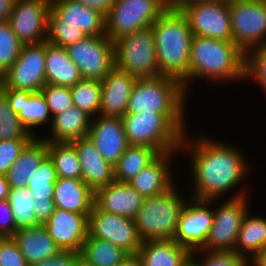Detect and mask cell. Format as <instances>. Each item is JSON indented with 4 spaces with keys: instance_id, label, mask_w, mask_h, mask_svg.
<instances>
[{
    "instance_id": "1",
    "label": "cell",
    "mask_w": 266,
    "mask_h": 266,
    "mask_svg": "<svg viewBox=\"0 0 266 266\" xmlns=\"http://www.w3.org/2000/svg\"><path fill=\"white\" fill-rule=\"evenodd\" d=\"M187 134L182 138L180 150L183 152L186 148V151L190 149L188 154L192 156L191 172L195 188L191 198L219 200L220 196L226 195V192L229 193L246 179L251 168L237 147L214 141L213 138L205 137V134L190 140Z\"/></svg>"
},
{
    "instance_id": "2",
    "label": "cell",
    "mask_w": 266,
    "mask_h": 266,
    "mask_svg": "<svg viewBox=\"0 0 266 266\" xmlns=\"http://www.w3.org/2000/svg\"><path fill=\"white\" fill-rule=\"evenodd\" d=\"M161 76L183 83L189 77L192 30L187 18L178 9L169 7L151 25Z\"/></svg>"
},
{
    "instance_id": "3",
    "label": "cell",
    "mask_w": 266,
    "mask_h": 266,
    "mask_svg": "<svg viewBox=\"0 0 266 266\" xmlns=\"http://www.w3.org/2000/svg\"><path fill=\"white\" fill-rule=\"evenodd\" d=\"M244 66L245 53L233 41L194 35L190 49L189 77L182 84L186 91L190 81H195L194 78L244 81Z\"/></svg>"
},
{
    "instance_id": "4",
    "label": "cell",
    "mask_w": 266,
    "mask_h": 266,
    "mask_svg": "<svg viewBox=\"0 0 266 266\" xmlns=\"http://www.w3.org/2000/svg\"><path fill=\"white\" fill-rule=\"evenodd\" d=\"M121 120L128 144L147 146L159 154L177 152L187 131L184 113H131Z\"/></svg>"
},
{
    "instance_id": "5",
    "label": "cell",
    "mask_w": 266,
    "mask_h": 266,
    "mask_svg": "<svg viewBox=\"0 0 266 266\" xmlns=\"http://www.w3.org/2000/svg\"><path fill=\"white\" fill-rule=\"evenodd\" d=\"M175 184L166 192L144 199L134 218L142 241L173 239L178 228L179 216L187 200L175 189ZM184 198V199H183Z\"/></svg>"
},
{
    "instance_id": "6",
    "label": "cell",
    "mask_w": 266,
    "mask_h": 266,
    "mask_svg": "<svg viewBox=\"0 0 266 266\" xmlns=\"http://www.w3.org/2000/svg\"><path fill=\"white\" fill-rule=\"evenodd\" d=\"M187 92L180 81L171 77L137 79L129 96L126 114L185 113Z\"/></svg>"
},
{
    "instance_id": "7",
    "label": "cell",
    "mask_w": 266,
    "mask_h": 266,
    "mask_svg": "<svg viewBox=\"0 0 266 266\" xmlns=\"http://www.w3.org/2000/svg\"><path fill=\"white\" fill-rule=\"evenodd\" d=\"M114 49L116 68L137 79L161 76L151 27L121 36Z\"/></svg>"
},
{
    "instance_id": "8",
    "label": "cell",
    "mask_w": 266,
    "mask_h": 266,
    "mask_svg": "<svg viewBox=\"0 0 266 266\" xmlns=\"http://www.w3.org/2000/svg\"><path fill=\"white\" fill-rule=\"evenodd\" d=\"M169 7L168 0H115L106 17V35L114 42L149 28Z\"/></svg>"
},
{
    "instance_id": "9",
    "label": "cell",
    "mask_w": 266,
    "mask_h": 266,
    "mask_svg": "<svg viewBox=\"0 0 266 266\" xmlns=\"http://www.w3.org/2000/svg\"><path fill=\"white\" fill-rule=\"evenodd\" d=\"M229 12L233 42L244 53L266 45V0H229Z\"/></svg>"
},
{
    "instance_id": "10",
    "label": "cell",
    "mask_w": 266,
    "mask_h": 266,
    "mask_svg": "<svg viewBox=\"0 0 266 266\" xmlns=\"http://www.w3.org/2000/svg\"><path fill=\"white\" fill-rule=\"evenodd\" d=\"M86 80L102 81L115 68L114 42L107 36H86L65 48Z\"/></svg>"
},
{
    "instance_id": "11",
    "label": "cell",
    "mask_w": 266,
    "mask_h": 266,
    "mask_svg": "<svg viewBox=\"0 0 266 266\" xmlns=\"http://www.w3.org/2000/svg\"><path fill=\"white\" fill-rule=\"evenodd\" d=\"M246 192L235 193L214 208L212 226L201 249L209 251H234L241 223L248 212Z\"/></svg>"
},
{
    "instance_id": "12",
    "label": "cell",
    "mask_w": 266,
    "mask_h": 266,
    "mask_svg": "<svg viewBox=\"0 0 266 266\" xmlns=\"http://www.w3.org/2000/svg\"><path fill=\"white\" fill-rule=\"evenodd\" d=\"M179 10L187 18L193 35L233 41L229 1L194 2Z\"/></svg>"
},
{
    "instance_id": "13",
    "label": "cell",
    "mask_w": 266,
    "mask_h": 266,
    "mask_svg": "<svg viewBox=\"0 0 266 266\" xmlns=\"http://www.w3.org/2000/svg\"><path fill=\"white\" fill-rule=\"evenodd\" d=\"M46 41L24 44L18 59L3 75L7 88L40 92L46 84Z\"/></svg>"
},
{
    "instance_id": "14",
    "label": "cell",
    "mask_w": 266,
    "mask_h": 266,
    "mask_svg": "<svg viewBox=\"0 0 266 266\" xmlns=\"http://www.w3.org/2000/svg\"><path fill=\"white\" fill-rule=\"evenodd\" d=\"M89 235L109 241L128 254H137L142 244L133 218L101 211L95 205L89 214Z\"/></svg>"
},
{
    "instance_id": "15",
    "label": "cell",
    "mask_w": 266,
    "mask_h": 266,
    "mask_svg": "<svg viewBox=\"0 0 266 266\" xmlns=\"http://www.w3.org/2000/svg\"><path fill=\"white\" fill-rule=\"evenodd\" d=\"M190 199L180 213L173 240L193 252L201 249L207 240L214 216L211 204L216 200Z\"/></svg>"
},
{
    "instance_id": "16",
    "label": "cell",
    "mask_w": 266,
    "mask_h": 266,
    "mask_svg": "<svg viewBox=\"0 0 266 266\" xmlns=\"http://www.w3.org/2000/svg\"><path fill=\"white\" fill-rule=\"evenodd\" d=\"M50 9L51 3L45 0H15L8 21L23 44H38L47 40Z\"/></svg>"
},
{
    "instance_id": "17",
    "label": "cell",
    "mask_w": 266,
    "mask_h": 266,
    "mask_svg": "<svg viewBox=\"0 0 266 266\" xmlns=\"http://www.w3.org/2000/svg\"><path fill=\"white\" fill-rule=\"evenodd\" d=\"M48 235L61 250L79 252L89 234V217L55 207L50 218L43 224Z\"/></svg>"
},
{
    "instance_id": "18",
    "label": "cell",
    "mask_w": 266,
    "mask_h": 266,
    "mask_svg": "<svg viewBox=\"0 0 266 266\" xmlns=\"http://www.w3.org/2000/svg\"><path fill=\"white\" fill-rule=\"evenodd\" d=\"M48 25L75 26L86 36L106 35V18L73 0H56L51 3Z\"/></svg>"
},
{
    "instance_id": "19",
    "label": "cell",
    "mask_w": 266,
    "mask_h": 266,
    "mask_svg": "<svg viewBox=\"0 0 266 266\" xmlns=\"http://www.w3.org/2000/svg\"><path fill=\"white\" fill-rule=\"evenodd\" d=\"M87 137L113 167L128 145L121 117L98 115L92 118Z\"/></svg>"
},
{
    "instance_id": "20",
    "label": "cell",
    "mask_w": 266,
    "mask_h": 266,
    "mask_svg": "<svg viewBox=\"0 0 266 266\" xmlns=\"http://www.w3.org/2000/svg\"><path fill=\"white\" fill-rule=\"evenodd\" d=\"M1 92L6 96L11 109L17 113L23 126L36 137L32 127L52 123L51 113L43 94L30 90L12 89L2 85Z\"/></svg>"
},
{
    "instance_id": "21",
    "label": "cell",
    "mask_w": 266,
    "mask_h": 266,
    "mask_svg": "<svg viewBox=\"0 0 266 266\" xmlns=\"http://www.w3.org/2000/svg\"><path fill=\"white\" fill-rule=\"evenodd\" d=\"M144 197L128 183L113 181L94 192V205L101 211L135 218Z\"/></svg>"
},
{
    "instance_id": "22",
    "label": "cell",
    "mask_w": 266,
    "mask_h": 266,
    "mask_svg": "<svg viewBox=\"0 0 266 266\" xmlns=\"http://www.w3.org/2000/svg\"><path fill=\"white\" fill-rule=\"evenodd\" d=\"M137 78L114 68L101 81V107L99 115L122 117L126 114L129 96Z\"/></svg>"
},
{
    "instance_id": "23",
    "label": "cell",
    "mask_w": 266,
    "mask_h": 266,
    "mask_svg": "<svg viewBox=\"0 0 266 266\" xmlns=\"http://www.w3.org/2000/svg\"><path fill=\"white\" fill-rule=\"evenodd\" d=\"M71 143L79 157L82 180L94 192L114 181V167L103 158L89 137Z\"/></svg>"
},
{
    "instance_id": "24",
    "label": "cell",
    "mask_w": 266,
    "mask_h": 266,
    "mask_svg": "<svg viewBox=\"0 0 266 266\" xmlns=\"http://www.w3.org/2000/svg\"><path fill=\"white\" fill-rule=\"evenodd\" d=\"M176 152L159 154L152 162L143 168L128 184L144 198L160 195L174 184L169 159ZM172 156V157H171Z\"/></svg>"
},
{
    "instance_id": "25",
    "label": "cell",
    "mask_w": 266,
    "mask_h": 266,
    "mask_svg": "<svg viewBox=\"0 0 266 266\" xmlns=\"http://www.w3.org/2000/svg\"><path fill=\"white\" fill-rule=\"evenodd\" d=\"M192 252L173 239L142 241L137 252L142 266H185Z\"/></svg>"
},
{
    "instance_id": "26",
    "label": "cell",
    "mask_w": 266,
    "mask_h": 266,
    "mask_svg": "<svg viewBox=\"0 0 266 266\" xmlns=\"http://www.w3.org/2000/svg\"><path fill=\"white\" fill-rule=\"evenodd\" d=\"M53 200L57 208L89 217L94 205V191L82 179L58 177Z\"/></svg>"
},
{
    "instance_id": "27",
    "label": "cell",
    "mask_w": 266,
    "mask_h": 266,
    "mask_svg": "<svg viewBox=\"0 0 266 266\" xmlns=\"http://www.w3.org/2000/svg\"><path fill=\"white\" fill-rule=\"evenodd\" d=\"M47 155V142L43 138L33 137L6 173L10 188H26L33 173Z\"/></svg>"
},
{
    "instance_id": "28",
    "label": "cell",
    "mask_w": 266,
    "mask_h": 266,
    "mask_svg": "<svg viewBox=\"0 0 266 266\" xmlns=\"http://www.w3.org/2000/svg\"><path fill=\"white\" fill-rule=\"evenodd\" d=\"M12 238L28 266L42 262L61 250L43 225L17 230Z\"/></svg>"
},
{
    "instance_id": "29",
    "label": "cell",
    "mask_w": 266,
    "mask_h": 266,
    "mask_svg": "<svg viewBox=\"0 0 266 266\" xmlns=\"http://www.w3.org/2000/svg\"><path fill=\"white\" fill-rule=\"evenodd\" d=\"M46 84L72 87L83 78L64 47L46 41Z\"/></svg>"
},
{
    "instance_id": "30",
    "label": "cell",
    "mask_w": 266,
    "mask_h": 266,
    "mask_svg": "<svg viewBox=\"0 0 266 266\" xmlns=\"http://www.w3.org/2000/svg\"><path fill=\"white\" fill-rule=\"evenodd\" d=\"M91 119L89 115L73 105L52 118L50 137L43 139L46 142L71 143L87 137Z\"/></svg>"
},
{
    "instance_id": "31",
    "label": "cell",
    "mask_w": 266,
    "mask_h": 266,
    "mask_svg": "<svg viewBox=\"0 0 266 266\" xmlns=\"http://www.w3.org/2000/svg\"><path fill=\"white\" fill-rule=\"evenodd\" d=\"M249 214L247 212L242 220L234 251L251 259L266 247V218Z\"/></svg>"
},
{
    "instance_id": "32",
    "label": "cell",
    "mask_w": 266,
    "mask_h": 266,
    "mask_svg": "<svg viewBox=\"0 0 266 266\" xmlns=\"http://www.w3.org/2000/svg\"><path fill=\"white\" fill-rule=\"evenodd\" d=\"M158 155L159 153L153 148L128 144L125 152L114 166V181L121 183L130 182Z\"/></svg>"
},
{
    "instance_id": "33",
    "label": "cell",
    "mask_w": 266,
    "mask_h": 266,
    "mask_svg": "<svg viewBox=\"0 0 266 266\" xmlns=\"http://www.w3.org/2000/svg\"><path fill=\"white\" fill-rule=\"evenodd\" d=\"M128 255L122 248L89 234L80 251V256L93 266H116Z\"/></svg>"
},
{
    "instance_id": "34",
    "label": "cell",
    "mask_w": 266,
    "mask_h": 266,
    "mask_svg": "<svg viewBox=\"0 0 266 266\" xmlns=\"http://www.w3.org/2000/svg\"><path fill=\"white\" fill-rule=\"evenodd\" d=\"M47 151L58 177L82 179L79 157L72 143L47 142Z\"/></svg>"
},
{
    "instance_id": "35",
    "label": "cell",
    "mask_w": 266,
    "mask_h": 266,
    "mask_svg": "<svg viewBox=\"0 0 266 266\" xmlns=\"http://www.w3.org/2000/svg\"><path fill=\"white\" fill-rule=\"evenodd\" d=\"M8 202L16 224V231L42 225L33 211L36 200L26 188H10Z\"/></svg>"
},
{
    "instance_id": "36",
    "label": "cell",
    "mask_w": 266,
    "mask_h": 266,
    "mask_svg": "<svg viewBox=\"0 0 266 266\" xmlns=\"http://www.w3.org/2000/svg\"><path fill=\"white\" fill-rule=\"evenodd\" d=\"M73 105L91 118L99 115L101 107V82L82 79L70 87Z\"/></svg>"
},
{
    "instance_id": "37",
    "label": "cell",
    "mask_w": 266,
    "mask_h": 266,
    "mask_svg": "<svg viewBox=\"0 0 266 266\" xmlns=\"http://www.w3.org/2000/svg\"><path fill=\"white\" fill-rule=\"evenodd\" d=\"M58 179L52 159L47 155L39 168L33 173L27 188L32 192L35 200L53 199L55 182Z\"/></svg>"
},
{
    "instance_id": "38",
    "label": "cell",
    "mask_w": 266,
    "mask_h": 266,
    "mask_svg": "<svg viewBox=\"0 0 266 266\" xmlns=\"http://www.w3.org/2000/svg\"><path fill=\"white\" fill-rule=\"evenodd\" d=\"M34 136L23 126L6 98L0 93V141L2 140H31Z\"/></svg>"
},
{
    "instance_id": "39",
    "label": "cell",
    "mask_w": 266,
    "mask_h": 266,
    "mask_svg": "<svg viewBox=\"0 0 266 266\" xmlns=\"http://www.w3.org/2000/svg\"><path fill=\"white\" fill-rule=\"evenodd\" d=\"M23 45L9 21L0 22V75L3 76L15 63Z\"/></svg>"
},
{
    "instance_id": "40",
    "label": "cell",
    "mask_w": 266,
    "mask_h": 266,
    "mask_svg": "<svg viewBox=\"0 0 266 266\" xmlns=\"http://www.w3.org/2000/svg\"><path fill=\"white\" fill-rule=\"evenodd\" d=\"M203 252L202 260L197 261L196 254ZM191 259L198 266H251L249 259L235 251H209L198 249L192 252Z\"/></svg>"
},
{
    "instance_id": "41",
    "label": "cell",
    "mask_w": 266,
    "mask_h": 266,
    "mask_svg": "<svg viewBox=\"0 0 266 266\" xmlns=\"http://www.w3.org/2000/svg\"><path fill=\"white\" fill-rule=\"evenodd\" d=\"M251 78L258 82L266 93V45L245 53L244 79L247 81Z\"/></svg>"
},
{
    "instance_id": "42",
    "label": "cell",
    "mask_w": 266,
    "mask_h": 266,
    "mask_svg": "<svg viewBox=\"0 0 266 266\" xmlns=\"http://www.w3.org/2000/svg\"><path fill=\"white\" fill-rule=\"evenodd\" d=\"M41 93L46 99L52 118L73 106L70 87L45 84Z\"/></svg>"
},
{
    "instance_id": "43",
    "label": "cell",
    "mask_w": 266,
    "mask_h": 266,
    "mask_svg": "<svg viewBox=\"0 0 266 266\" xmlns=\"http://www.w3.org/2000/svg\"><path fill=\"white\" fill-rule=\"evenodd\" d=\"M86 35L75 26L48 25L47 42L64 48L84 39Z\"/></svg>"
},
{
    "instance_id": "44",
    "label": "cell",
    "mask_w": 266,
    "mask_h": 266,
    "mask_svg": "<svg viewBox=\"0 0 266 266\" xmlns=\"http://www.w3.org/2000/svg\"><path fill=\"white\" fill-rule=\"evenodd\" d=\"M30 140L0 141V175H6L10 166L17 160L20 152Z\"/></svg>"
},
{
    "instance_id": "45",
    "label": "cell",
    "mask_w": 266,
    "mask_h": 266,
    "mask_svg": "<svg viewBox=\"0 0 266 266\" xmlns=\"http://www.w3.org/2000/svg\"><path fill=\"white\" fill-rule=\"evenodd\" d=\"M0 266H28L12 237L0 239Z\"/></svg>"
},
{
    "instance_id": "46",
    "label": "cell",
    "mask_w": 266,
    "mask_h": 266,
    "mask_svg": "<svg viewBox=\"0 0 266 266\" xmlns=\"http://www.w3.org/2000/svg\"><path fill=\"white\" fill-rule=\"evenodd\" d=\"M16 224L8 200L0 201V237H12Z\"/></svg>"
},
{
    "instance_id": "47",
    "label": "cell",
    "mask_w": 266,
    "mask_h": 266,
    "mask_svg": "<svg viewBox=\"0 0 266 266\" xmlns=\"http://www.w3.org/2000/svg\"><path fill=\"white\" fill-rule=\"evenodd\" d=\"M79 255L76 251L60 250L56 255L29 266H74Z\"/></svg>"
},
{
    "instance_id": "48",
    "label": "cell",
    "mask_w": 266,
    "mask_h": 266,
    "mask_svg": "<svg viewBox=\"0 0 266 266\" xmlns=\"http://www.w3.org/2000/svg\"><path fill=\"white\" fill-rule=\"evenodd\" d=\"M54 209L55 204L53 199L36 200L35 205L33 206L34 214L42 225L50 218Z\"/></svg>"
},
{
    "instance_id": "49",
    "label": "cell",
    "mask_w": 266,
    "mask_h": 266,
    "mask_svg": "<svg viewBox=\"0 0 266 266\" xmlns=\"http://www.w3.org/2000/svg\"><path fill=\"white\" fill-rule=\"evenodd\" d=\"M83 6L99 12L103 17H107L115 3V0H73Z\"/></svg>"
},
{
    "instance_id": "50",
    "label": "cell",
    "mask_w": 266,
    "mask_h": 266,
    "mask_svg": "<svg viewBox=\"0 0 266 266\" xmlns=\"http://www.w3.org/2000/svg\"><path fill=\"white\" fill-rule=\"evenodd\" d=\"M15 0H0V22L8 21L13 11Z\"/></svg>"
},
{
    "instance_id": "51",
    "label": "cell",
    "mask_w": 266,
    "mask_h": 266,
    "mask_svg": "<svg viewBox=\"0 0 266 266\" xmlns=\"http://www.w3.org/2000/svg\"><path fill=\"white\" fill-rule=\"evenodd\" d=\"M250 264L252 266H266V247L249 259Z\"/></svg>"
},
{
    "instance_id": "52",
    "label": "cell",
    "mask_w": 266,
    "mask_h": 266,
    "mask_svg": "<svg viewBox=\"0 0 266 266\" xmlns=\"http://www.w3.org/2000/svg\"><path fill=\"white\" fill-rule=\"evenodd\" d=\"M210 1H229V0H168L169 6L173 9H180L183 5L192 4L194 2H210Z\"/></svg>"
},
{
    "instance_id": "53",
    "label": "cell",
    "mask_w": 266,
    "mask_h": 266,
    "mask_svg": "<svg viewBox=\"0 0 266 266\" xmlns=\"http://www.w3.org/2000/svg\"><path fill=\"white\" fill-rule=\"evenodd\" d=\"M10 192V185L6 175H0V201L7 200Z\"/></svg>"
},
{
    "instance_id": "54",
    "label": "cell",
    "mask_w": 266,
    "mask_h": 266,
    "mask_svg": "<svg viewBox=\"0 0 266 266\" xmlns=\"http://www.w3.org/2000/svg\"><path fill=\"white\" fill-rule=\"evenodd\" d=\"M116 266H142L137 254H129Z\"/></svg>"
},
{
    "instance_id": "55",
    "label": "cell",
    "mask_w": 266,
    "mask_h": 266,
    "mask_svg": "<svg viewBox=\"0 0 266 266\" xmlns=\"http://www.w3.org/2000/svg\"><path fill=\"white\" fill-rule=\"evenodd\" d=\"M74 266H93L91 263L87 262L80 255L78 256Z\"/></svg>"
},
{
    "instance_id": "56",
    "label": "cell",
    "mask_w": 266,
    "mask_h": 266,
    "mask_svg": "<svg viewBox=\"0 0 266 266\" xmlns=\"http://www.w3.org/2000/svg\"><path fill=\"white\" fill-rule=\"evenodd\" d=\"M185 266H198L192 259Z\"/></svg>"
},
{
    "instance_id": "57",
    "label": "cell",
    "mask_w": 266,
    "mask_h": 266,
    "mask_svg": "<svg viewBox=\"0 0 266 266\" xmlns=\"http://www.w3.org/2000/svg\"><path fill=\"white\" fill-rule=\"evenodd\" d=\"M2 85H3V76L0 75V93H1Z\"/></svg>"
},
{
    "instance_id": "58",
    "label": "cell",
    "mask_w": 266,
    "mask_h": 266,
    "mask_svg": "<svg viewBox=\"0 0 266 266\" xmlns=\"http://www.w3.org/2000/svg\"><path fill=\"white\" fill-rule=\"evenodd\" d=\"M45 1H47V2H49V3H53V2L56 1V0H45Z\"/></svg>"
}]
</instances>
